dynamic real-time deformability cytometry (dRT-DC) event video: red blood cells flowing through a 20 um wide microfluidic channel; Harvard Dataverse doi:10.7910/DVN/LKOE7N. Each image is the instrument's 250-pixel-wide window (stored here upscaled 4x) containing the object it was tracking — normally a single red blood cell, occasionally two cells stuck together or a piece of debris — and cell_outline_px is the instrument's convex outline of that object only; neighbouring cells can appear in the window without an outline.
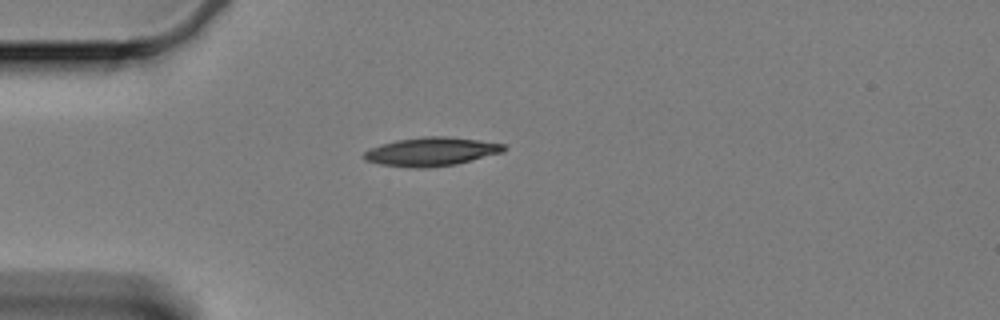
{"species": "Egyptian fruit bat (a non-hibernating species)", "species_latin": "Rousettus aegyptiacus", "temperature_condition": "cold", "stored_images_in_passage": 19, "camera_frame_rate_fps": 3000, "um_per_image_px": 0.085, "animal": {"sex": "female"}, "frame": {"image": 1, "passage_image": 1, "time_ms": 0.0, "image_size_px": [1000, 320], "cell_outline_px": [[508, 148], [504, 152], [456, 164], [424, 168], [416, 168], [380, 164], [368, 160], [364, 156], [364, 152], [372, 148], [396, 140], [424, 136], [444, 136], [476, 140], [504, 144]], "centroid_in_image_um": [36.72, 12.89], "position_along_channel_um": 48.3, "area_um2": 22.95}}
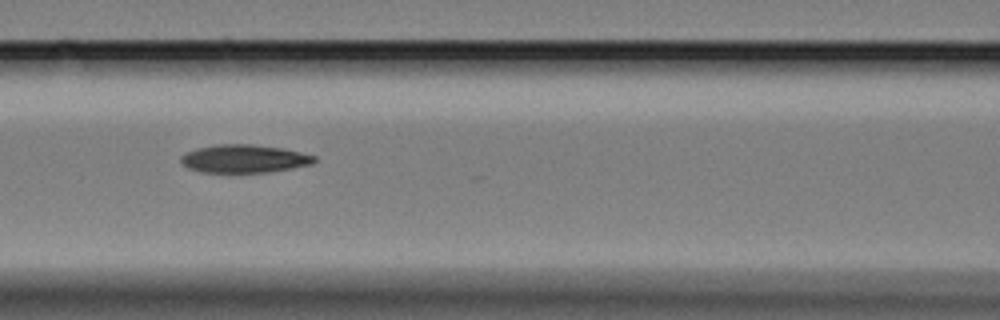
{"frame": {"image": 2, "passage_image": 11, "time_ms": 3.333, "image_size_px": [1000, 320], "cell_outline_px": [[316, 160], [312, 164], [292, 168], [268, 172], [200, 172], [188, 168], [180, 160], [180, 156], [196, 148], [216, 144], [252, 144], [284, 148], [316, 156]], "centroid_in_image_um": [20.76, 13.48], "position_along_channel_um": 145.8, "area_um2": 21.85}}
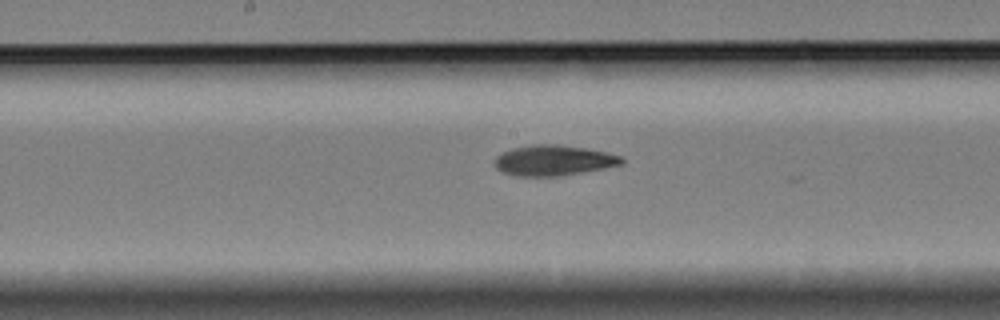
{"frame": {"image": 3, "passage_image": 16, "time_ms": 5.0, "image_size_px": [1000, 320], "cell_outline_px": [[624, 164], [604, 168], [556, 176], [516, 176], [504, 172], [496, 168], [492, 160], [496, 156], [512, 148], [532, 144], [560, 144], [584, 148], [604, 152], [620, 156], [624, 160]], "centroid_in_image_um": [47.01, 13.62], "position_along_channel_um": 201.2, "area_um2": 22.43}}